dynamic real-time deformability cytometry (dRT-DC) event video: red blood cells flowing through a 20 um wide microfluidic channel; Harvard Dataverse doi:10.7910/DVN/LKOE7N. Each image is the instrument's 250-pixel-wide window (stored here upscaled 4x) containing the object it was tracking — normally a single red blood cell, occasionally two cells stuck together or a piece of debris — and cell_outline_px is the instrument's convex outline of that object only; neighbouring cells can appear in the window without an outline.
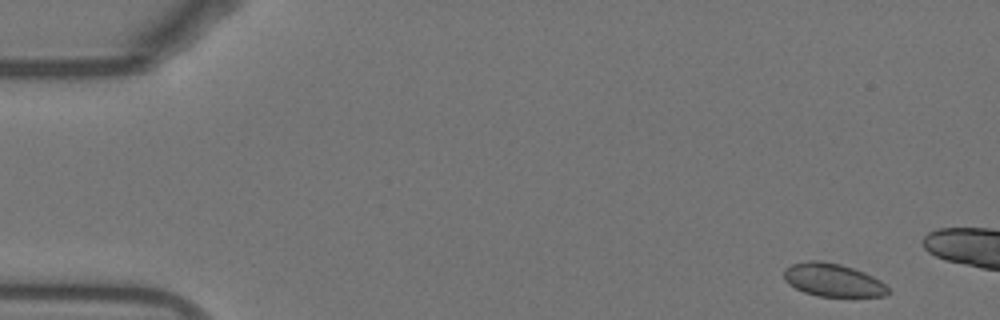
{"species": "Egyptian fruit bat (a non-hibernating species)", "species_latin": "Rousettus aegyptiacus", "temperature_condition": "warm", "stored_images_in_passage": 14, "camera_frame_rate_fps": 3000, "um_per_image_px": 0.085, "animal": {"sex": "female"}, "frame": {"image": 1, "passage_image": 3, "time_ms": 0.667, "image_size_px": [1000, 320], "cell_outline_px": [[888, 292], [884, 296], [820, 296], [804, 292], [788, 284], [784, 280], [784, 268], [792, 264], [808, 260], [820, 260], [840, 264], [864, 272], [880, 280], [888, 288]], "centroid_in_image_um": [70.76, 23.79], "position_along_channel_um": 14.2, "area_um2": 19.94}}